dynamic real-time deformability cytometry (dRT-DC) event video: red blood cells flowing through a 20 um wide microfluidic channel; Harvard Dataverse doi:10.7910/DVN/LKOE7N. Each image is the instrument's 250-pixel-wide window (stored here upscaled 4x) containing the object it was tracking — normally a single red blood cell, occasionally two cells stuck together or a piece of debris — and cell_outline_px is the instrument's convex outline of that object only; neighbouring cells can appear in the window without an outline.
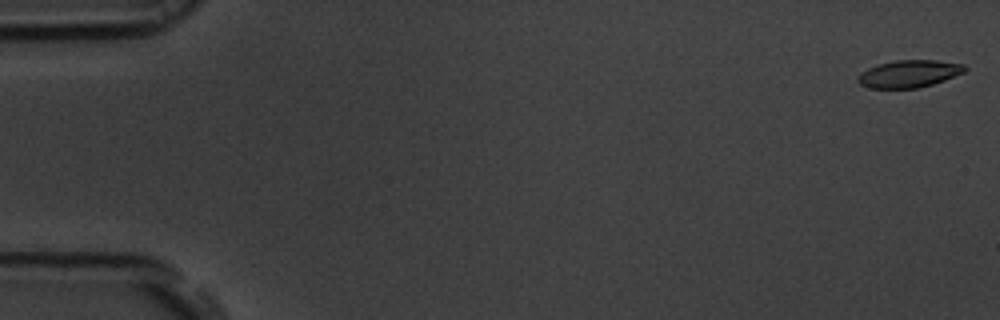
{"species": "common noctule bat (a hibernating species)", "species_latin": "Nyctalus noctula", "temperature_condition": "room temperature", "stored_images_in_passage": 15, "camera_frame_rate_fps": 3000, "um_per_image_px": 0.085, "animal": {"sex": "male", "body_mass_g": 19.5, "forearm_length_mm": 54.6}, "frame": {"image": 1, "passage_image": 1, "time_ms": 0.0, "image_size_px": [1000, 320], "cell_outline_px": [[968, 68], [964, 72], [944, 80], [920, 88], [872, 88], [860, 84], [856, 80], [856, 76], [860, 72], [876, 64], [896, 60], [936, 60], [964, 64]], "centroid_in_image_um": [77.24, 6.26], "position_along_channel_um": 7.8, "area_um2": 17.17}}
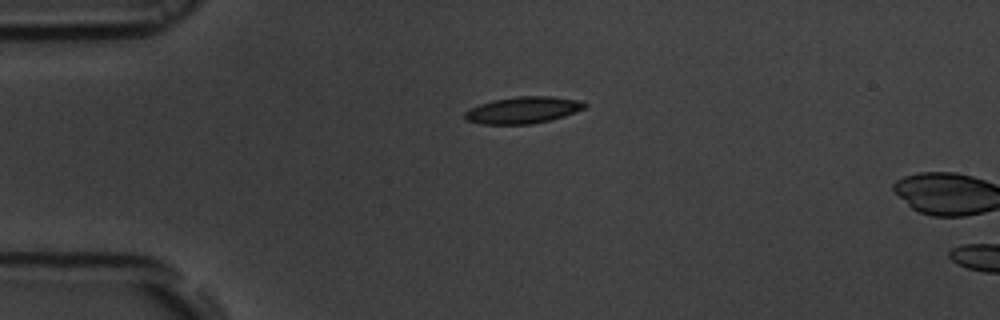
{"frame": {"image": 2, "passage_image": 13, "time_ms": 4.0, "image_size_px": [1000, 320], "cell_outline_px": [[588, 104], [584, 108], [576, 112], [564, 116], [532, 124], [484, 124], [464, 120], [464, 112], [468, 108], [492, 100], [516, 96], [552, 96], [580, 100]], "centroid_in_image_um": [44.43, 9.35], "position_along_channel_um": 40.6, "area_um2": 18.79}}